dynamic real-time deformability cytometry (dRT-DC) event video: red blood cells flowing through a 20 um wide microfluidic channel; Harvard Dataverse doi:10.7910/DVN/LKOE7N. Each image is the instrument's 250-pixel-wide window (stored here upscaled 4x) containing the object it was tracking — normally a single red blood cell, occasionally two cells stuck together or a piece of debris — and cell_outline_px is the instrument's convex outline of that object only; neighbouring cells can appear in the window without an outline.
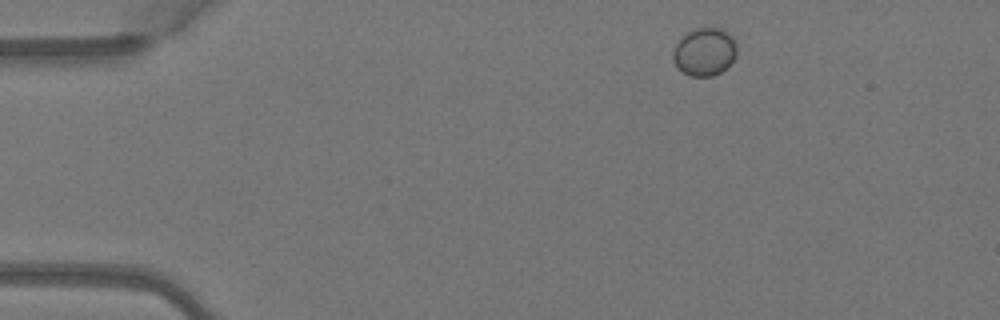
{"species": "Egyptian fruit bat (a non-hibernating species)", "species_latin": "Rousettus aegyptiacus", "temperature_condition": "warm", "stored_images_in_passage": 3, "camera_frame_rate_fps": 3000, "um_per_image_px": 0.085, "animal": {"sex": "female"}, "frame": {"image": 1, "passage_image": 1, "time_ms": 0.0, "image_size_px": [1000, 320], "cell_outline_px": [[736, 56], [720, 72], [712, 76], [692, 76], [684, 72], [672, 60], [672, 52], [676, 44], [688, 32], [696, 28], [720, 28], [728, 32], [732, 36], [736, 44]], "centroid_in_image_um": [59.89, 4.39], "position_along_channel_um": 25.1, "area_um2": 17.51}}